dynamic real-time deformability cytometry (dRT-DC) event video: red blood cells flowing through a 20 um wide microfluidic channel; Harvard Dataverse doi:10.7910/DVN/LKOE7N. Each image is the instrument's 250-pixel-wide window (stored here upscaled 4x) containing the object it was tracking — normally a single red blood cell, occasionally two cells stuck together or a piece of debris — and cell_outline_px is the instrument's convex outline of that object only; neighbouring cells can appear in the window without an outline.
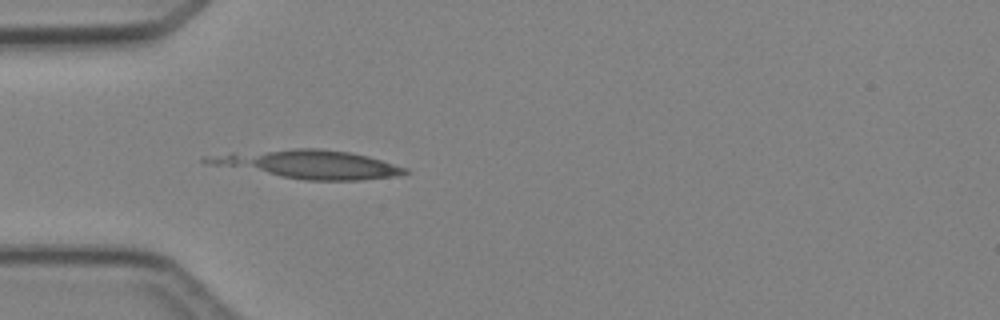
{"species": "Egyptian fruit bat (a non-hibernating species)", "species_latin": "Rousettus aegyptiacus", "temperature_condition": "cold", "stored_images_in_passage": 2, "camera_frame_rate_fps": 3000, "um_per_image_px": 0.085, "animal": {"sex": "female"}, "frame": {"image": 1, "passage_image": 2, "time_ms": 2.333, "image_size_px": [1000, 320], "cell_outline_px": [[408, 172], [400, 176], [360, 180], [304, 180], [204, 164], [200, 160], [204, 156], [232, 152], [292, 148], [320, 148], [352, 152], [368, 156], [408, 168]], "centroid_in_image_um": [26.17, 13.95], "position_along_channel_um": 58.8, "area_um2": 33.29}}